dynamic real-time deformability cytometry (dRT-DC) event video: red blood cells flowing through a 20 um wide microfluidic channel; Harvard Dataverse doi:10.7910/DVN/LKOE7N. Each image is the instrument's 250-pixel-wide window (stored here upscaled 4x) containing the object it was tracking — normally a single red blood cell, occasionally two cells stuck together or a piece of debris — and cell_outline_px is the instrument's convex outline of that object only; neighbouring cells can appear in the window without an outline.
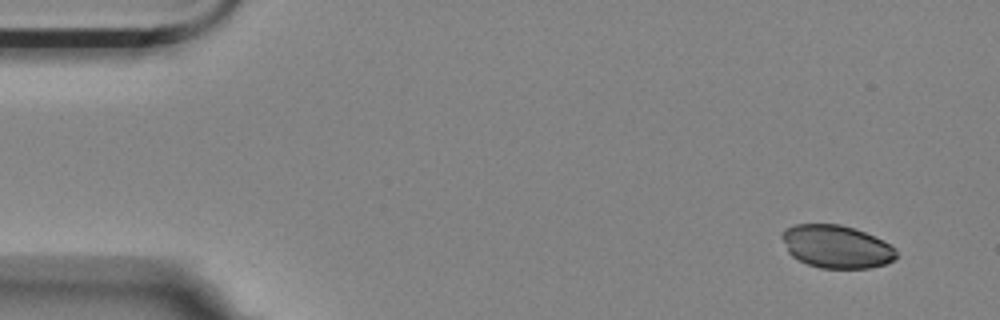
{"species": "Egyptian fruit bat (a non-hibernating species)", "species_latin": "Rousettus aegyptiacus", "temperature_condition": "room temperature", "stored_images_in_passage": 5, "camera_frame_rate_fps": 3000, "um_per_image_px": 0.085, "animal": {"sex": "female"}, "frame": {"image": 1, "passage_image": 1, "time_ms": 0.0, "image_size_px": [1000, 320], "cell_outline_px": [[896, 256], [892, 260], [884, 264], [868, 268], [820, 268], [808, 264], [792, 256], [788, 252], [780, 236], [784, 228], [796, 224], [840, 224], [864, 232], [896, 248]], "centroid_in_image_um": [71.04, 20.95], "position_along_channel_um": 14.0, "area_um2": 28.32}}
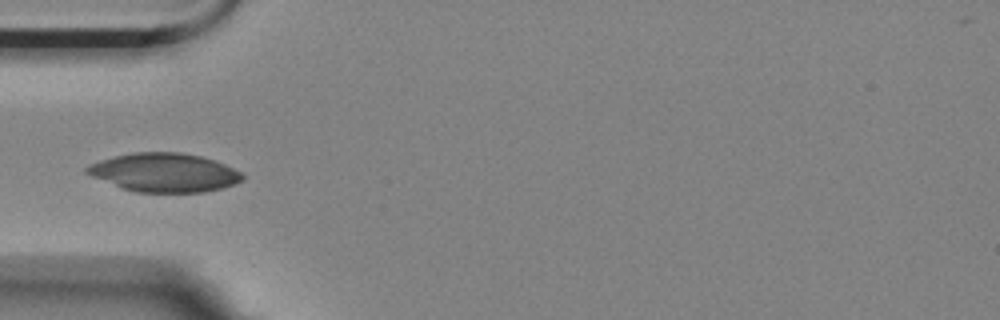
{"frame": {"image": 2, "passage_image": 5, "time_ms": 1.333, "image_size_px": [1000, 320], "cell_outline_px": [[244, 180], [224, 188], [204, 192], [136, 192], [120, 188], [92, 176], [84, 172], [84, 168], [100, 160], [112, 156], [132, 152], [180, 152], [200, 156], [224, 164], [240, 172], [244, 176]], "centroid_in_image_um": [13.95, 14.67], "position_along_channel_um": 71.1, "area_um2": 35.14}}